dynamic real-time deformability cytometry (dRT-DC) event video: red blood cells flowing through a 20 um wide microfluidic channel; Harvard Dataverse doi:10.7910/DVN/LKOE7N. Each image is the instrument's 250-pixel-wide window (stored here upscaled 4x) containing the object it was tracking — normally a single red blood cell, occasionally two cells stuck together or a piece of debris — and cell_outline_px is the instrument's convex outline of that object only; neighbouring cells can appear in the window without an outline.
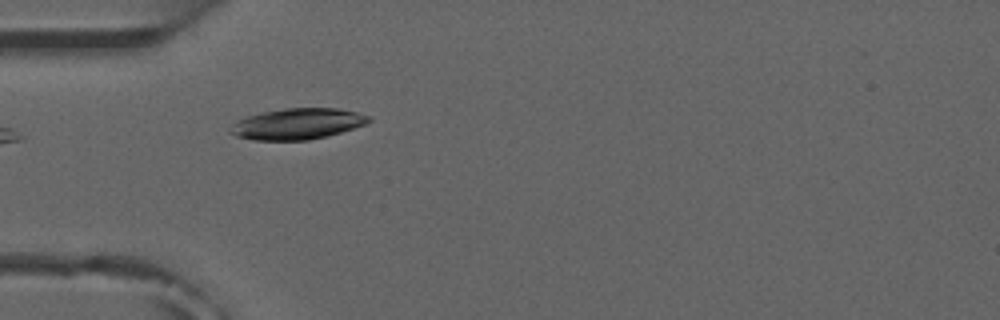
{"species": "common noctule bat (a hibernating species)", "species_latin": "Nyctalus noctula", "temperature_condition": "room temperature", "stored_images_in_passage": 6, "camera_frame_rate_fps": 3000, "um_per_image_px": 0.085, "animal": {"sex": "male", "forearm_length_mm": 52.5}, "frame": {"image": 1, "passage_image": 5, "time_ms": 4.667, "image_size_px": [1000, 320], "cell_outline_px": [[372, 120], [364, 124], [340, 132], [308, 140], [252, 140], [236, 136], [228, 132], [228, 128], [236, 120], [248, 116], [264, 112], [284, 108], [340, 108], [372, 116]], "centroid_in_image_um": [25.24, 10.52], "position_along_channel_um": 59.8, "area_um2": 24.97}}
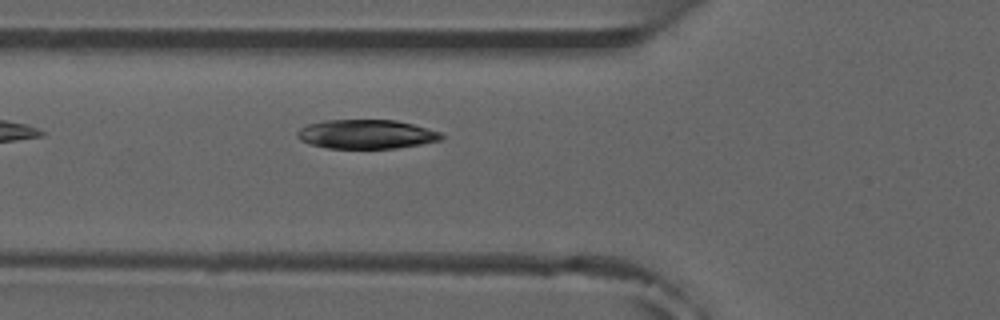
{"frame": {"image": 2, "passage_image": 6, "time_ms": 5.667, "image_size_px": [1000, 320], "cell_outline_px": [[444, 136], [440, 140], [420, 144], [396, 148], [328, 148], [308, 144], [300, 140], [296, 136], [296, 132], [300, 128], [308, 124], [324, 120], [396, 120], [412, 124], [440, 132]], "centroid_in_image_um": [31.09, 11.4], "position_along_channel_um": 94.7, "area_um2": 24.39}}